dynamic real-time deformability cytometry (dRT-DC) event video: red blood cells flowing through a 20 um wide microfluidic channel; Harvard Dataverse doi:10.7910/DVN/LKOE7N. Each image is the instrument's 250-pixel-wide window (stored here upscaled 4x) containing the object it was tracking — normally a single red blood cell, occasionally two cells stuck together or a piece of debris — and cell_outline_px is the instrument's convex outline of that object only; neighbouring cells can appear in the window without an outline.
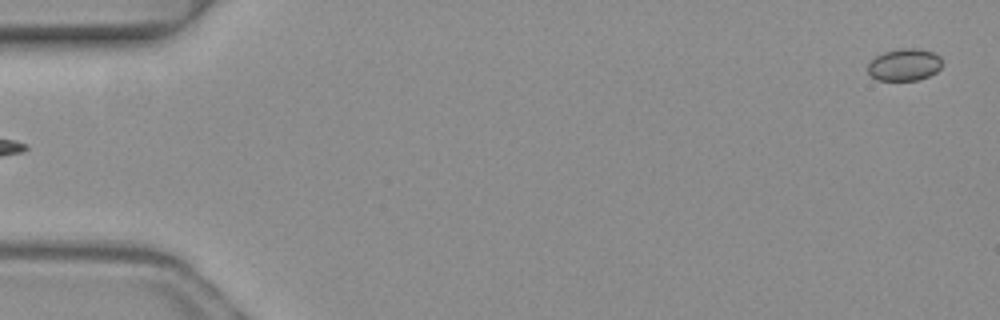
{"species": "common noctule bat (a hibernating species)", "species_latin": "Nyctalus noctula", "temperature_condition": "warm", "stored_images_in_passage": 4, "segment_of_instrument_passage": [2, 2], "camera_frame_rate_fps": 3000, "um_per_image_px": 0.085, "animal": {"sex": "female", "body_mass_g": 19.3, "forearm_length_mm": 54.1}, "frame": {"image": 1, "passage_image": 4, "time_ms": 1.0, "image_size_px": [1000, 320], "cell_outline_px": [[940, 68], [936, 72], [928, 76], [916, 80], [876, 80], [868, 72], [868, 64], [876, 56], [884, 52], [900, 48], [920, 48], [932, 52], [940, 56]], "centroid_in_image_um": [76.86, 5.49], "position_along_channel_um": 8.1, "area_um2": 13.81}}